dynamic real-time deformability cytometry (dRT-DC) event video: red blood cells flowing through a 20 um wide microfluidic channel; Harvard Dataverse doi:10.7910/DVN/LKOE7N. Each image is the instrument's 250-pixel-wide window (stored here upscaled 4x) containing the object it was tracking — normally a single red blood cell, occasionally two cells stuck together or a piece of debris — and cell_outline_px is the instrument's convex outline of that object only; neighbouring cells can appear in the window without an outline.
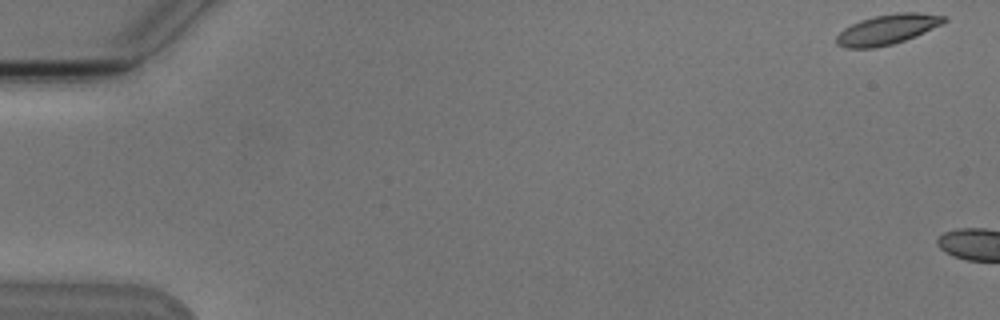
{"species": "Egyptian fruit bat (a non-hibernating species)", "species_latin": "Rousettus aegyptiacus", "temperature_condition": "cold", "stored_images_in_passage": 2, "camera_frame_rate_fps": 3000, "um_per_image_px": 0.085, "animal": {"sex": "male"}, "frame": {"image": 1, "passage_image": 1, "time_ms": 0.0, "image_size_px": [1000, 320], "cell_outline_px": [[948, 20], [916, 36], [892, 44], [872, 48], [848, 48], [836, 44], [836, 36], [844, 28], [860, 20], [872, 16], [896, 12], [920, 12], [944, 16]], "centroid_in_image_um": [75.4, 2.49], "position_along_channel_um": 9.6, "area_um2": 18.73}}